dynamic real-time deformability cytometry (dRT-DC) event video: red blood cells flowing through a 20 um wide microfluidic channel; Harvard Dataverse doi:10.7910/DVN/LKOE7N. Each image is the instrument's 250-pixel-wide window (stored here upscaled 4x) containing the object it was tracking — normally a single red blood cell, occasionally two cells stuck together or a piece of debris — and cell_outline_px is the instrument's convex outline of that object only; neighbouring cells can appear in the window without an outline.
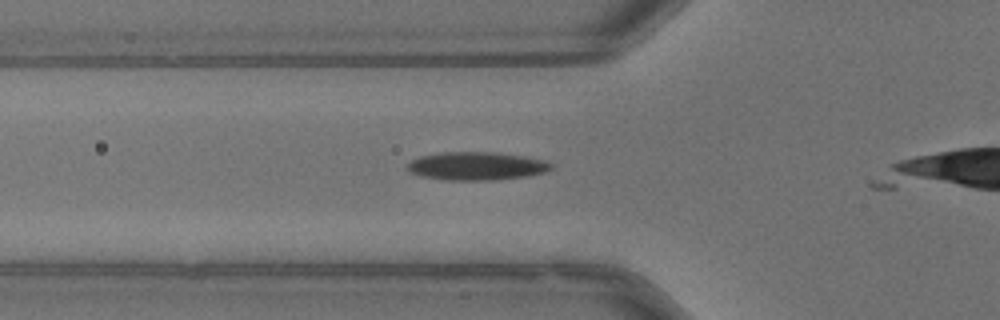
{"species": "common noctule bat (a hibernating species)", "species_latin": "Nyctalus noctula", "temperature_condition": "warm", "stored_images_in_passage": 4, "camera_frame_rate_fps": 3000, "um_per_image_px": 0.085, "animal": {"sex": "male", "body_mass_g": 13.3}, "frame": {"image": 1, "passage_image": 2, "time_ms": 0.333, "image_size_px": [1000, 320], "cell_outline_px": [[552, 168], [544, 172], [524, 176], [492, 180], [448, 180], [420, 176], [412, 172], [408, 168], [408, 164], [412, 160], [420, 156], [444, 152], [496, 152], [524, 156], [544, 160], [552, 164]], "centroid_in_image_um": [40.51, 14.1], "position_along_channel_um": 85.3, "area_um2": 23.35}}